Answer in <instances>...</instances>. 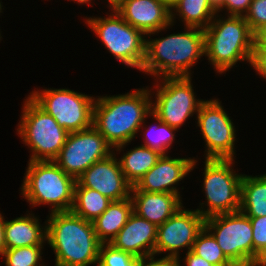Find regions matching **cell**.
I'll use <instances>...</instances> for the list:
<instances>
[{
    "label": "cell",
    "mask_w": 266,
    "mask_h": 266,
    "mask_svg": "<svg viewBox=\"0 0 266 266\" xmlns=\"http://www.w3.org/2000/svg\"><path fill=\"white\" fill-rule=\"evenodd\" d=\"M149 92L142 88L124 95L95 99L93 126L117 151L135 138L145 118L152 112Z\"/></svg>",
    "instance_id": "6da1fadb"
},
{
    "label": "cell",
    "mask_w": 266,
    "mask_h": 266,
    "mask_svg": "<svg viewBox=\"0 0 266 266\" xmlns=\"http://www.w3.org/2000/svg\"><path fill=\"white\" fill-rule=\"evenodd\" d=\"M46 241L54 250L55 266L98 263L101 242L93 222L69 212H53L47 220Z\"/></svg>",
    "instance_id": "7a4b0ae2"
},
{
    "label": "cell",
    "mask_w": 266,
    "mask_h": 266,
    "mask_svg": "<svg viewBox=\"0 0 266 266\" xmlns=\"http://www.w3.org/2000/svg\"><path fill=\"white\" fill-rule=\"evenodd\" d=\"M188 31L160 39L146 40V56L141 71L159 78L190 76V67L205 55L204 29ZM189 70V71H188Z\"/></svg>",
    "instance_id": "3957f363"
},
{
    "label": "cell",
    "mask_w": 266,
    "mask_h": 266,
    "mask_svg": "<svg viewBox=\"0 0 266 266\" xmlns=\"http://www.w3.org/2000/svg\"><path fill=\"white\" fill-rule=\"evenodd\" d=\"M227 17L214 19L204 29L205 56L221 74L240 60L250 64L255 41V34L244 16Z\"/></svg>",
    "instance_id": "277c9868"
},
{
    "label": "cell",
    "mask_w": 266,
    "mask_h": 266,
    "mask_svg": "<svg viewBox=\"0 0 266 266\" xmlns=\"http://www.w3.org/2000/svg\"><path fill=\"white\" fill-rule=\"evenodd\" d=\"M22 195L33 206L52 205L53 212H69L74 201L76 179L54 161H29Z\"/></svg>",
    "instance_id": "5b68a950"
},
{
    "label": "cell",
    "mask_w": 266,
    "mask_h": 266,
    "mask_svg": "<svg viewBox=\"0 0 266 266\" xmlns=\"http://www.w3.org/2000/svg\"><path fill=\"white\" fill-rule=\"evenodd\" d=\"M25 101L17 131L33 152L29 161H54L69 133L30 97Z\"/></svg>",
    "instance_id": "8992f818"
},
{
    "label": "cell",
    "mask_w": 266,
    "mask_h": 266,
    "mask_svg": "<svg viewBox=\"0 0 266 266\" xmlns=\"http://www.w3.org/2000/svg\"><path fill=\"white\" fill-rule=\"evenodd\" d=\"M112 10V16L90 17L87 24L117 60L140 71L146 56V39L142 36L145 34L127 23L114 8Z\"/></svg>",
    "instance_id": "52a82bcc"
},
{
    "label": "cell",
    "mask_w": 266,
    "mask_h": 266,
    "mask_svg": "<svg viewBox=\"0 0 266 266\" xmlns=\"http://www.w3.org/2000/svg\"><path fill=\"white\" fill-rule=\"evenodd\" d=\"M231 159H205L204 190L208 209H197L204 217L227 214L240 210L241 181L232 169ZM232 169V170H231Z\"/></svg>",
    "instance_id": "ba28073f"
},
{
    "label": "cell",
    "mask_w": 266,
    "mask_h": 266,
    "mask_svg": "<svg viewBox=\"0 0 266 266\" xmlns=\"http://www.w3.org/2000/svg\"><path fill=\"white\" fill-rule=\"evenodd\" d=\"M29 97L53 116L68 133L78 132L93 125L95 98L69 89L33 91Z\"/></svg>",
    "instance_id": "9c48e42d"
},
{
    "label": "cell",
    "mask_w": 266,
    "mask_h": 266,
    "mask_svg": "<svg viewBox=\"0 0 266 266\" xmlns=\"http://www.w3.org/2000/svg\"><path fill=\"white\" fill-rule=\"evenodd\" d=\"M205 228L235 266H253L252 224L246 214L239 210L207 217Z\"/></svg>",
    "instance_id": "30bf717a"
},
{
    "label": "cell",
    "mask_w": 266,
    "mask_h": 266,
    "mask_svg": "<svg viewBox=\"0 0 266 266\" xmlns=\"http://www.w3.org/2000/svg\"><path fill=\"white\" fill-rule=\"evenodd\" d=\"M161 79L163 84L156 85L159 88L156 91V102L152 103V112L163 123L178 129L188 117L199 111L204 101L195 98L191 76Z\"/></svg>",
    "instance_id": "8fae6325"
},
{
    "label": "cell",
    "mask_w": 266,
    "mask_h": 266,
    "mask_svg": "<svg viewBox=\"0 0 266 266\" xmlns=\"http://www.w3.org/2000/svg\"><path fill=\"white\" fill-rule=\"evenodd\" d=\"M111 149L112 146L92 125L90 128L69 133L54 162L66 174L77 179L95 162L110 156Z\"/></svg>",
    "instance_id": "7c38bea8"
},
{
    "label": "cell",
    "mask_w": 266,
    "mask_h": 266,
    "mask_svg": "<svg viewBox=\"0 0 266 266\" xmlns=\"http://www.w3.org/2000/svg\"><path fill=\"white\" fill-rule=\"evenodd\" d=\"M197 122L206 142L205 159L234 160L235 126L217 99L204 101Z\"/></svg>",
    "instance_id": "4fadbf2b"
},
{
    "label": "cell",
    "mask_w": 266,
    "mask_h": 266,
    "mask_svg": "<svg viewBox=\"0 0 266 266\" xmlns=\"http://www.w3.org/2000/svg\"><path fill=\"white\" fill-rule=\"evenodd\" d=\"M182 208L158 226L154 255L169 251L165 258L179 259L182 247L192 250L198 234L205 227V218L197 210Z\"/></svg>",
    "instance_id": "5bb4252c"
},
{
    "label": "cell",
    "mask_w": 266,
    "mask_h": 266,
    "mask_svg": "<svg viewBox=\"0 0 266 266\" xmlns=\"http://www.w3.org/2000/svg\"><path fill=\"white\" fill-rule=\"evenodd\" d=\"M95 162L84 171L76 182L81 187L98 191L112 201H119L131 196L132 186L127 182L118 159L113 156Z\"/></svg>",
    "instance_id": "9a60e30c"
},
{
    "label": "cell",
    "mask_w": 266,
    "mask_h": 266,
    "mask_svg": "<svg viewBox=\"0 0 266 266\" xmlns=\"http://www.w3.org/2000/svg\"><path fill=\"white\" fill-rule=\"evenodd\" d=\"M114 9L145 35L158 33L171 25L170 5L164 0H121Z\"/></svg>",
    "instance_id": "2e32d148"
},
{
    "label": "cell",
    "mask_w": 266,
    "mask_h": 266,
    "mask_svg": "<svg viewBox=\"0 0 266 266\" xmlns=\"http://www.w3.org/2000/svg\"><path fill=\"white\" fill-rule=\"evenodd\" d=\"M197 160L189 158H170L161 155L157 163L131 188V191H145L150 193H172L180 197L176 187L194 169Z\"/></svg>",
    "instance_id": "e0dca14e"
},
{
    "label": "cell",
    "mask_w": 266,
    "mask_h": 266,
    "mask_svg": "<svg viewBox=\"0 0 266 266\" xmlns=\"http://www.w3.org/2000/svg\"><path fill=\"white\" fill-rule=\"evenodd\" d=\"M157 230L156 225L133 212L109 244L141 259L151 257L154 256Z\"/></svg>",
    "instance_id": "ac0fdd59"
},
{
    "label": "cell",
    "mask_w": 266,
    "mask_h": 266,
    "mask_svg": "<svg viewBox=\"0 0 266 266\" xmlns=\"http://www.w3.org/2000/svg\"><path fill=\"white\" fill-rule=\"evenodd\" d=\"M131 192L133 212L157 227L162 225L182 206L180 197L176 194L145 191Z\"/></svg>",
    "instance_id": "d6986e66"
},
{
    "label": "cell",
    "mask_w": 266,
    "mask_h": 266,
    "mask_svg": "<svg viewBox=\"0 0 266 266\" xmlns=\"http://www.w3.org/2000/svg\"><path fill=\"white\" fill-rule=\"evenodd\" d=\"M29 215L5 221L4 237L6 249L44 244L46 226L41 228L38 219L32 214Z\"/></svg>",
    "instance_id": "ffe728a7"
},
{
    "label": "cell",
    "mask_w": 266,
    "mask_h": 266,
    "mask_svg": "<svg viewBox=\"0 0 266 266\" xmlns=\"http://www.w3.org/2000/svg\"><path fill=\"white\" fill-rule=\"evenodd\" d=\"M133 213L131 197L112 201L108 208L93 221L95 234L101 243H110Z\"/></svg>",
    "instance_id": "44dd1931"
},
{
    "label": "cell",
    "mask_w": 266,
    "mask_h": 266,
    "mask_svg": "<svg viewBox=\"0 0 266 266\" xmlns=\"http://www.w3.org/2000/svg\"><path fill=\"white\" fill-rule=\"evenodd\" d=\"M171 24L175 13L185 22L186 27L206 29L217 14L213 0H175L171 5ZM174 13V14H173Z\"/></svg>",
    "instance_id": "7402d4cb"
},
{
    "label": "cell",
    "mask_w": 266,
    "mask_h": 266,
    "mask_svg": "<svg viewBox=\"0 0 266 266\" xmlns=\"http://www.w3.org/2000/svg\"><path fill=\"white\" fill-rule=\"evenodd\" d=\"M161 153L145 146L128 151L119 160L127 182L133 187L157 163Z\"/></svg>",
    "instance_id": "603a6c76"
},
{
    "label": "cell",
    "mask_w": 266,
    "mask_h": 266,
    "mask_svg": "<svg viewBox=\"0 0 266 266\" xmlns=\"http://www.w3.org/2000/svg\"><path fill=\"white\" fill-rule=\"evenodd\" d=\"M240 211L248 217L266 216V174L259 177L243 175Z\"/></svg>",
    "instance_id": "cb8c5ba5"
},
{
    "label": "cell",
    "mask_w": 266,
    "mask_h": 266,
    "mask_svg": "<svg viewBox=\"0 0 266 266\" xmlns=\"http://www.w3.org/2000/svg\"><path fill=\"white\" fill-rule=\"evenodd\" d=\"M112 202L108 197L98 191L81 187L77 182L74 188V201L71 212L76 216L93 222Z\"/></svg>",
    "instance_id": "d4e9b609"
},
{
    "label": "cell",
    "mask_w": 266,
    "mask_h": 266,
    "mask_svg": "<svg viewBox=\"0 0 266 266\" xmlns=\"http://www.w3.org/2000/svg\"><path fill=\"white\" fill-rule=\"evenodd\" d=\"M192 251L215 266H235L225 256L216 239L205 227L198 234Z\"/></svg>",
    "instance_id": "484cf974"
},
{
    "label": "cell",
    "mask_w": 266,
    "mask_h": 266,
    "mask_svg": "<svg viewBox=\"0 0 266 266\" xmlns=\"http://www.w3.org/2000/svg\"><path fill=\"white\" fill-rule=\"evenodd\" d=\"M151 115L155 120H157L158 124L157 126L150 127L148 130H146L148 137L146 135L145 144H142V146L156 150L162 155H166L167 149L171 146L175 136L173 132L177 129L172 128L166 123H163L153 112L149 114V116ZM152 133L154 134V136L152 135Z\"/></svg>",
    "instance_id": "4316f807"
},
{
    "label": "cell",
    "mask_w": 266,
    "mask_h": 266,
    "mask_svg": "<svg viewBox=\"0 0 266 266\" xmlns=\"http://www.w3.org/2000/svg\"><path fill=\"white\" fill-rule=\"evenodd\" d=\"M42 247L37 245L6 249L1 256L5 257L6 266H40Z\"/></svg>",
    "instance_id": "83f0119b"
},
{
    "label": "cell",
    "mask_w": 266,
    "mask_h": 266,
    "mask_svg": "<svg viewBox=\"0 0 266 266\" xmlns=\"http://www.w3.org/2000/svg\"><path fill=\"white\" fill-rule=\"evenodd\" d=\"M141 258L114 248L109 243H101L98 266H138Z\"/></svg>",
    "instance_id": "f1b7e54d"
},
{
    "label": "cell",
    "mask_w": 266,
    "mask_h": 266,
    "mask_svg": "<svg viewBox=\"0 0 266 266\" xmlns=\"http://www.w3.org/2000/svg\"><path fill=\"white\" fill-rule=\"evenodd\" d=\"M249 218L252 224L253 266H260L266 258V216Z\"/></svg>",
    "instance_id": "f546056e"
},
{
    "label": "cell",
    "mask_w": 266,
    "mask_h": 266,
    "mask_svg": "<svg viewBox=\"0 0 266 266\" xmlns=\"http://www.w3.org/2000/svg\"><path fill=\"white\" fill-rule=\"evenodd\" d=\"M244 19L256 35L266 26V0H252Z\"/></svg>",
    "instance_id": "4dcf8cb0"
},
{
    "label": "cell",
    "mask_w": 266,
    "mask_h": 266,
    "mask_svg": "<svg viewBox=\"0 0 266 266\" xmlns=\"http://www.w3.org/2000/svg\"><path fill=\"white\" fill-rule=\"evenodd\" d=\"M213 2L217 12L225 7L229 11V16H244L252 0H213Z\"/></svg>",
    "instance_id": "1f68e13d"
},
{
    "label": "cell",
    "mask_w": 266,
    "mask_h": 266,
    "mask_svg": "<svg viewBox=\"0 0 266 266\" xmlns=\"http://www.w3.org/2000/svg\"><path fill=\"white\" fill-rule=\"evenodd\" d=\"M250 64L261 77L266 78V46H263L256 38Z\"/></svg>",
    "instance_id": "d6a6232c"
},
{
    "label": "cell",
    "mask_w": 266,
    "mask_h": 266,
    "mask_svg": "<svg viewBox=\"0 0 266 266\" xmlns=\"http://www.w3.org/2000/svg\"><path fill=\"white\" fill-rule=\"evenodd\" d=\"M150 261L147 263V261ZM179 259L174 258H161L157 261L154 260V256L142 258L138 264V266H181ZM147 263V264H146Z\"/></svg>",
    "instance_id": "836d02e7"
},
{
    "label": "cell",
    "mask_w": 266,
    "mask_h": 266,
    "mask_svg": "<svg viewBox=\"0 0 266 266\" xmlns=\"http://www.w3.org/2000/svg\"><path fill=\"white\" fill-rule=\"evenodd\" d=\"M185 265L186 266H215L207 262L204 258L195 254L192 250L187 251L186 253Z\"/></svg>",
    "instance_id": "e575fe53"
},
{
    "label": "cell",
    "mask_w": 266,
    "mask_h": 266,
    "mask_svg": "<svg viewBox=\"0 0 266 266\" xmlns=\"http://www.w3.org/2000/svg\"><path fill=\"white\" fill-rule=\"evenodd\" d=\"M4 231H5V221L0 213V255H2L3 252L6 250Z\"/></svg>",
    "instance_id": "d590c367"
},
{
    "label": "cell",
    "mask_w": 266,
    "mask_h": 266,
    "mask_svg": "<svg viewBox=\"0 0 266 266\" xmlns=\"http://www.w3.org/2000/svg\"><path fill=\"white\" fill-rule=\"evenodd\" d=\"M255 38L263 45L266 46V26L261 29L256 35Z\"/></svg>",
    "instance_id": "8d00e7d4"
},
{
    "label": "cell",
    "mask_w": 266,
    "mask_h": 266,
    "mask_svg": "<svg viewBox=\"0 0 266 266\" xmlns=\"http://www.w3.org/2000/svg\"><path fill=\"white\" fill-rule=\"evenodd\" d=\"M121 0H108V2L110 3V7L114 8Z\"/></svg>",
    "instance_id": "74e56055"
},
{
    "label": "cell",
    "mask_w": 266,
    "mask_h": 266,
    "mask_svg": "<svg viewBox=\"0 0 266 266\" xmlns=\"http://www.w3.org/2000/svg\"><path fill=\"white\" fill-rule=\"evenodd\" d=\"M73 1H76V2H78V3H90L91 2V0H73ZM90 1V2H89Z\"/></svg>",
    "instance_id": "f35d334b"
},
{
    "label": "cell",
    "mask_w": 266,
    "mask_h": 266,
    "mask_svg": "<svg viewBox=\"0 0 266 266\" xmlns=\"http://www.w3.org/2000/svg\"><path fill=\"white\" fill-rule=\"evenodd\" d=\"M166 1L169 5H171L175 0H164Z\"/></svg>",
    "instance_id": "ab89813d"
},
{
    "label": "cell",
    "mask_w": 266,
    "mask_h": 266,
    "mask_svg": "<svg viewBox=\"0 0 266 266\" xmlns=\"http://www.w3.org/2000/svg\"><path fill=\"white\" fill-rule=\"evenodd\" d=\"M260 266H266V258L262 261Z\"/></svg>",
    "instance_id": "60d3db41"
}]
</instances>
